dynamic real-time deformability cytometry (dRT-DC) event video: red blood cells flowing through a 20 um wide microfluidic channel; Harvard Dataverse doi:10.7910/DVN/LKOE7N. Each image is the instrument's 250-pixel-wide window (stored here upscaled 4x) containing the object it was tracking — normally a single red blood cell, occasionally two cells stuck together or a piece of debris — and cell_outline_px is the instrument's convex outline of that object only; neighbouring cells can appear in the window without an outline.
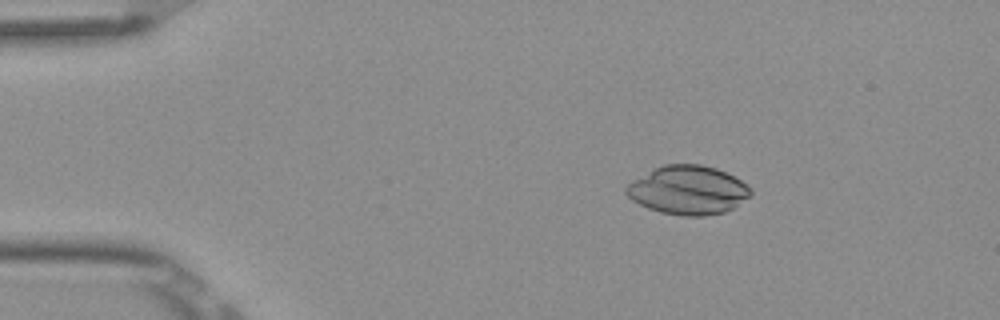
{"species": "Egyptian fruit bat (a non-hibernating species)", "species_latin": "Rousettus aegyptiacus", "temperature_condition": "room temperature", "stored_images_in_passage": 4, "camera_frame_rate_fps": 3000, "um_per_image_px": 0.085, "frame": {"image": 1, "passage_image": 2, "time_ms": 0.333, "image_size_px": [1000, 320], "cell_outline_px": [[752, 196], [732, 208], [724, 212], [704, 216], [680, 216], [660, 212], [648, 208], [632, 200], [624, 192], [624, 188], [632, 180], [664, 164], [700, 164], [716, 168], [740, 180], [752, 188]], "centroid_in_image_um": [58.48, 16.17], "position_along_channel_um": 26.5, "area_um2": 35.37}}